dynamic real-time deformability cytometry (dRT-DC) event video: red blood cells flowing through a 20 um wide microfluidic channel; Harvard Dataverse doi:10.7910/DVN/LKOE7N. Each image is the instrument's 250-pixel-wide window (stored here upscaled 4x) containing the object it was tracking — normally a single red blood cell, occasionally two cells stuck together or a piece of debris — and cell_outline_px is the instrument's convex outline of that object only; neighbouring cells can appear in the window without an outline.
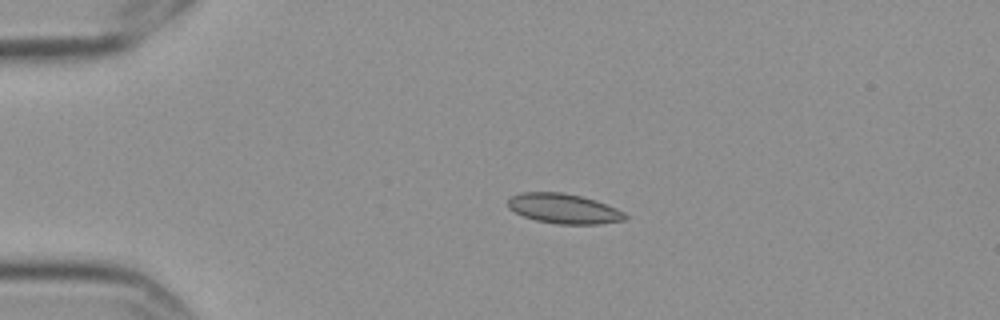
{"species": "Egyptian fruit bat (a non-hibernating species)", "species_latin": "Rousettus aegyptiacus", "temperature_condition": "cold", "stored_images_in_passage": 4, "camera_frame_rate_fps": 3000, "um_per_image_px": 0.085, "frame": {"image": 1, "passage_image": 1, "time_ms": 0.0, "image_size_px": [1000, 320], "cell_outline_px": [[628, 216], [624, 220], [600, 224], [556, 224], [536, 220], [524, 216], [508, 208], [508, 200], [512, 196], [520, 192], [564, 192], [596, 200], [616, 208], [624, 212]], "centroid_in_image_um": [47.93, 17.73], "position_along_channel_um": 37.1, "area_um2": 20.4}}
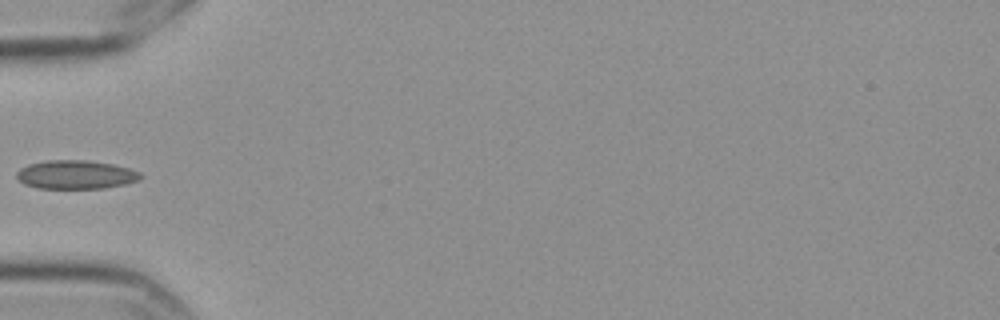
{"frame": {"image": 2, "passage_image": 3, "time_ms": 0.667, "image_size_px": [1000, 320], "cell_outline_px": [[144, 176], [140, 180], [124, 184], [104, 188], [36, 188], [24, 184], [16, 176], [16, 172], [20, 168], [28, 164], [48, 160], [88, 160], [112, 164], [128, 168], [140, 172]], "centroid_in_image_um": [6.44, 14.84], "position_along_channel_um": 78.6, "area_um2": 20.75}}
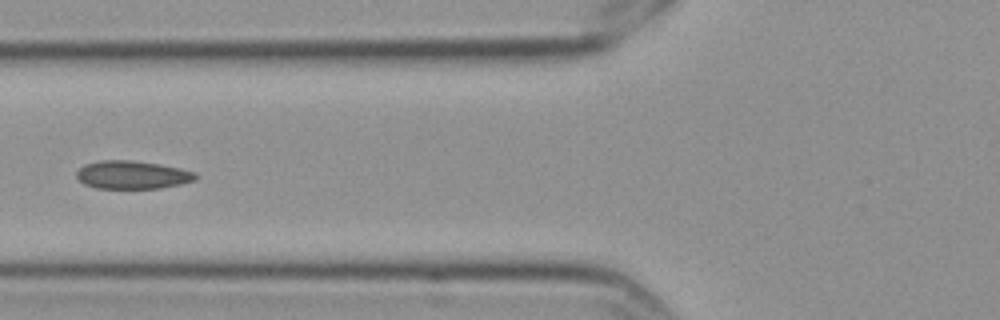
{"frame": {"image": 3, "passage_image": 4, "time_ms": 1.0, "image_size_px": [1000, 320], "cell_outline_px": [[200, 176], [196, 180], [180, 184], [160, 188], [96, 188], [84, 184], [76, 176], [76, 172], [84, 164], [100, 160], [132, 160], [160, 164], [180, 168], [196, 172]], "centroid_in_image_um": [11.27, 14.85], "position_along_channel_um": 114.5, "area_um2": 19.65}}